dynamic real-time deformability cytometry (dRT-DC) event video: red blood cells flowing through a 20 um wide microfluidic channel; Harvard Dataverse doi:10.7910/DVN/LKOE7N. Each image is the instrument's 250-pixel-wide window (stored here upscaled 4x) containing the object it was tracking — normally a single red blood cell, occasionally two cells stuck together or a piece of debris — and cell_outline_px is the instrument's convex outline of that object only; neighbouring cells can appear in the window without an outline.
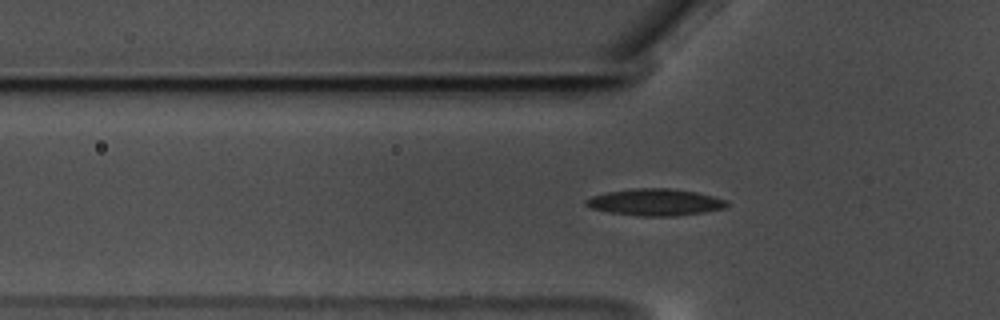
{"species": "common noctule bat (a hibernating species)", "species_latin": "Nyctalus noctula", "temperature_condition": "warm", "stored_images_in_passage": 59, "segment_of_instrument_passage": [1, 2], "camera_frame_rate_fps": 3000, "um_per_image_px": 0.085, "animal": {"sex": "male", "body_mass_g": 17.5, "forearm_length_mm": 52.3}, "frame": {"image": 1, "passage_image": 19, "time_ms": 6.0, "image_size_px": [1000, 320], "cell_outline_px": [[728, 204], [724, 208], [704, 212], [672, 216], [640, 216], [608, 212], [592, 208], [584, 204], [584, 200], [592, 196], [608, 192], [632, 188], [668, 188], [696, 192], [728, 200]], "centroid_in_image_um": [55.68, 17.18], "position_along_channel_um": 70.1, "area_um2": 21.91}}
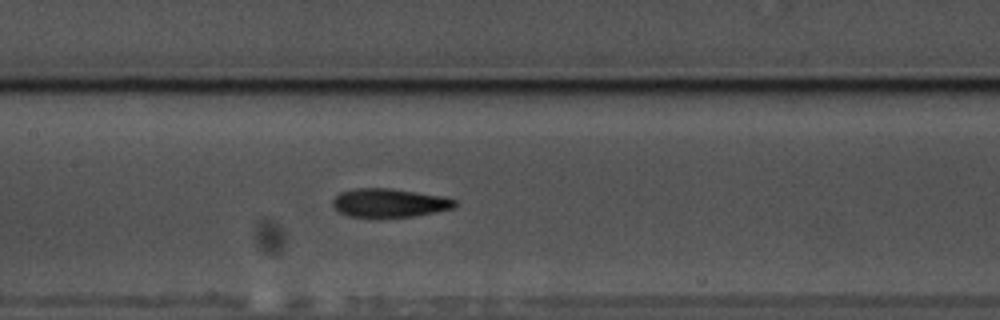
{"frame": {"image": 2, "passage_image": 28, "time_ms": 9.0, "image_size_px": [1000, 320], "cell_outline_px": [[456, 204], [452, 208], [436, 212], [412, 216], [380, 220], [348, 216], [340, 212], [332, 204], [332, 200], [340, 192], [356, 188], [392, 188], [444, 196], [456, 200]], "centroid_in_image_um": [33.07, 17.27], "position_along_channel_um": 174.3, "area_um2": 21.04}}
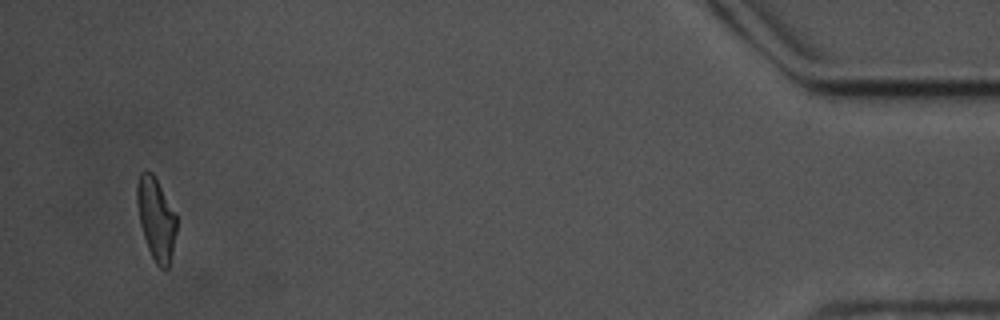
{"frame": {"image": 3, "passage_image": 56, "time_ms": 18.333, "image_size_px": [1000, 320], "cell_outline_px": [[176, 232], [172, 252], [168, 268], [160, 268], [156, 264], [148, 248], [140, 224], [136, 200], [136, 184], [140, 172], [152, 172], [176, 216]], "centroid_in_image_um": [13.24, 18.6], "position_along_channel_um": 422.0, "area_um2": 18.55}}